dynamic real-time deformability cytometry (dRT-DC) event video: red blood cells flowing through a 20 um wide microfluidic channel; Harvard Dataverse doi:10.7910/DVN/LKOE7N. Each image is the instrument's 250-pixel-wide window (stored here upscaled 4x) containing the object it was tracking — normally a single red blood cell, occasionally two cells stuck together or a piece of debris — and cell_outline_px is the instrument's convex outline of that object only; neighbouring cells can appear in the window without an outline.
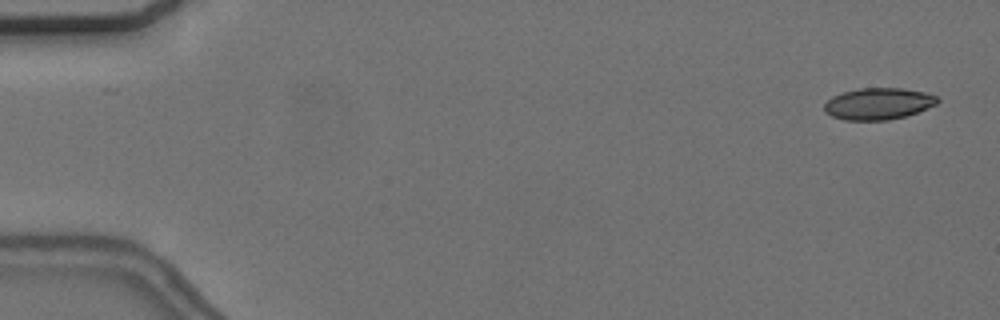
{"species": "common noctule bat (a hibernating species)", "species_latin": "Nyctalus noctula", "temperature_condition": "cold", "stored_images_in_passage": 57, "camera_frame_rate_fps": 3000, "um_per_image_px": 0.085, "animal": {"sex": "female", "body_mass_g": 24.6, "forearm_length_mm": 56.2}, "frame": {"image": 1, "passage_image": 3, "time_ms": 0.667, "image_size_px": [1000, 320], "cell_outline_px": [[940, 100], [936, 104], [916, 112], [904, 116], [888, 120], [844, 120], [832, 116], [824, 112], [824, 104], [832, 96], [844, 92], [860, 88], [904, 88], [924, 92], [936, 96]], "centroid_in_image_um": [74.63, 8.81], "position_along_channel_um": 10.4, "area_um2": 20.75}}
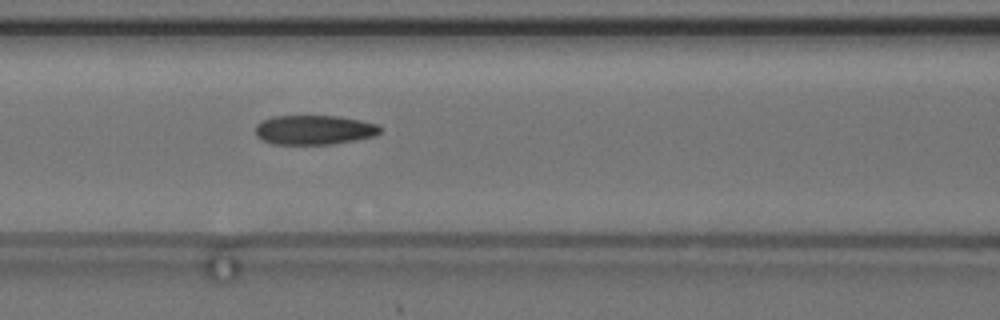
{"frame": {"image": 2, "passage_image": 25, "time_ms": 8.0, "image_size_px": [1000, 320], "cell_outline_px": [[380, 132], [376, 136], [356, 140], [332, 144], [272, 144], [260, 140], [256, 136], [256, 124], [272, 116], [340, 116], [360, 120], [376, 124], [380, 128]], "centroid_in_image_um": [26.69, 11.04], "position_along_channel_um": 139.9, "area_um2": 21.5}}
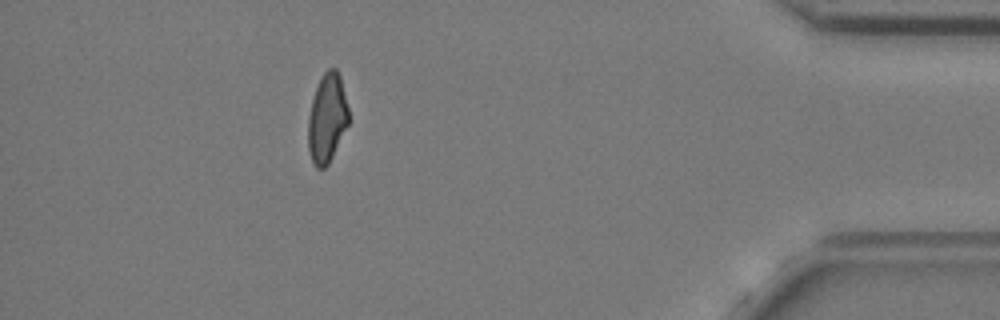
{"frame": {"image": 3, "passage_image": 51, "time_ms": 16.667, "image_size_px": [1000, 320], "cell_outline_px": [[348, 124], [328, 164], [324, 168], [316, 168], [312, 164], [308, 148], [308, 116], [312, 100], [316, 88], [324, 72], [328, 68], [336, 68], [340, 76], [348, 108]], "centroid_in_image_um": [27.78, 10.06], "position_along_channel_um": 407.4, "area_um2": 20.81}, "authors_computed_cell_mechanics": {"area_um2": 21.675, "velocity_mm_per_s": 3.6704, "shape_relaxation_time_tau1_ms": null, "shape_relaxation_time_tau2_ms": 4.6834, "deformation_change_tau1": null, "deformation_change_tau2": 0.1369}}